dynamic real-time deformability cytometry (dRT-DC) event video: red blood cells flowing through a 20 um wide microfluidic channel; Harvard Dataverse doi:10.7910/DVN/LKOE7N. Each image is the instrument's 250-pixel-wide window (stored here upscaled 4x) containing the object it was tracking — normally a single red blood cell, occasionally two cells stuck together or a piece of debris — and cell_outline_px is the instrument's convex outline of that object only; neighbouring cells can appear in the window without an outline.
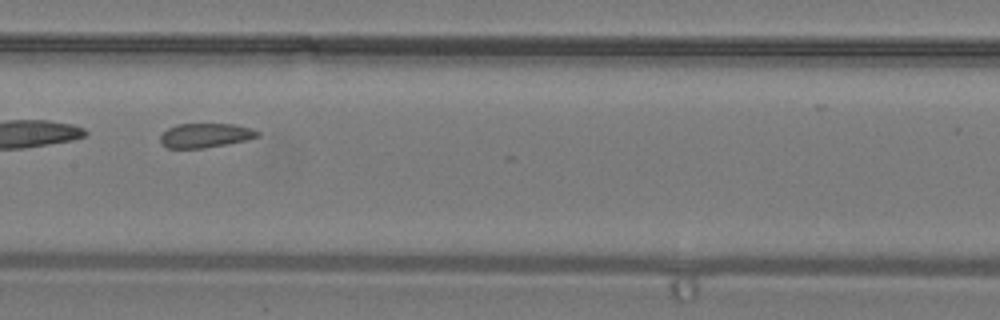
{"species": "common noctule bat (a hibernating species)", "species_latin": "Nyctalus noctula", "temperature_condition": "warm", "stored_images_in_passage": 23, "camera_frame_rate_fps": 3000, "um_per_image_px": 0.085, "animal": {"sex": "male", "body_mass_g": 19.2, "forearm_length_mm": 51.8}, "frame": {"image": 1, "passage_image": 19, "time_ms": 6.0, "image_size_px": [1000, 320], "cell_outline_px": [[260, 136], [248, 140], [228, 144], [204, 148], [168, 148], [160, 144], [160, 136], [168, 128], [180, 124], [236, 124], [252, 128], [260, 132]], "centroid_in_image_um": [17.5, 11.51], "position_along_channel_um": 189.9, "area_um2": 13.93}}